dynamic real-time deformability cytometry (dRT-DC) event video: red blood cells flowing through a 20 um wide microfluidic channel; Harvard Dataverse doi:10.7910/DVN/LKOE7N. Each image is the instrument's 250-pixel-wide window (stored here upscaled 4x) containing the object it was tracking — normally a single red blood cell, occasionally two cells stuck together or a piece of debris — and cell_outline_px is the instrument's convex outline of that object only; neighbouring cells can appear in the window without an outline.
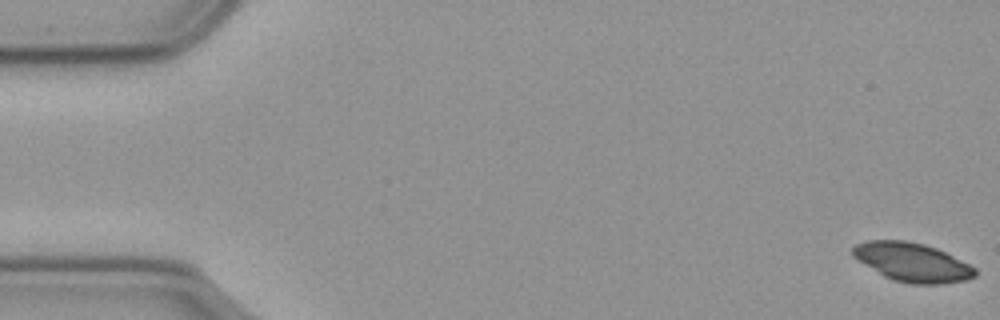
{"species": "common noctule bat (a hibernating species)", "species_latin": "Nyctalus noctula", "temperature_condition": "cold", "stored_images_in_passage": 57, "camera_frame_rate_fps": 3000, "um_per_image_px": 0.085, "animal": {"sex": "male", "body_mass_g": 23.1, "forearm_length_mm": 52.7}, "frame": {"image": 1, "passage_image": 1, "time_ms": 0.0, "image_size_px": [1000, 320], "cell_outline_px": [[976, 276], [964, 280], [940, 284], [908, 284], [892, 280], [884, 276], [852, 256], [852, 248], [856, 244], [868, 240], [904, 240], [924, 244], [936, 248], [976, 268]], "centroid_in_image_um": [77.52, 22.29], "position_along_channel_um": 7.5, "area_um2": 27.46}}